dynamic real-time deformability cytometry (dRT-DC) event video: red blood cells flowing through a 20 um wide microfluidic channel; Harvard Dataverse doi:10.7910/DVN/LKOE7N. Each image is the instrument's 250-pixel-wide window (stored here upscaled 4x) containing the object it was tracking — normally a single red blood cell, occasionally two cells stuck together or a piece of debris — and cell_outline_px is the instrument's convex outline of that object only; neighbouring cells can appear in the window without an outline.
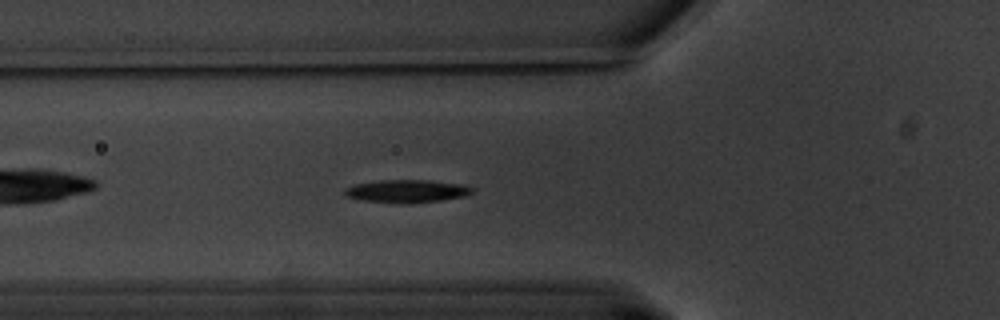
{"species": "common noctule bat (a hibernating species)", "species_latin": "Nyctalus noctula", "temperature_condition": "warm", "stored_images_in_passage": 63, "camera_frame_rate_fps": 3000, "um_per_image_px": 0.085, "animal": {"sex": "male", "body_mass_g": 20.1, "forearm_length_mm": 53.5}, "frame": {"image": 1, "passage_image": 22, "time_ms": 7.0, "image_size_px": [1000, 320], "cell_outline_px": [[476, 188], [468, 196], [440, 200], [364, 200], [344, 196], [344, 188], [356, 184], [376, 180], [428, 180], [468, 184]], "centroid_in_image_um": [34.67, 16.18], "position_along_channel_um": 91.1, "area_um2": 16.18}}
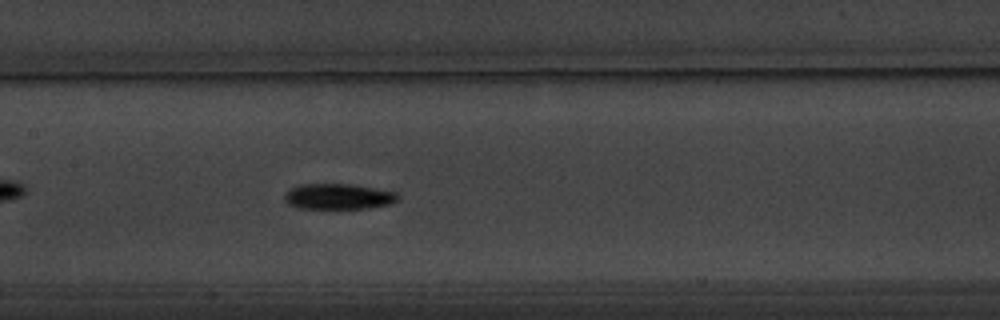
{"frame": {"image": 2, "passage_image": 30, "time_ms": 9.667, "image_size_px": [1000, 320], "cell_outline_px": [[400, 200], [392, 204], [368, 208], [300, 208], [288, 204], [284, 200], [284, 196], [292, 188], [300, 184], [352, 184], [396, 192], [400, 196]], "centroid_in_image_um": [28.82, 16.7], "position_along_channel_um": 178.6, "area_um2": 16.94}}
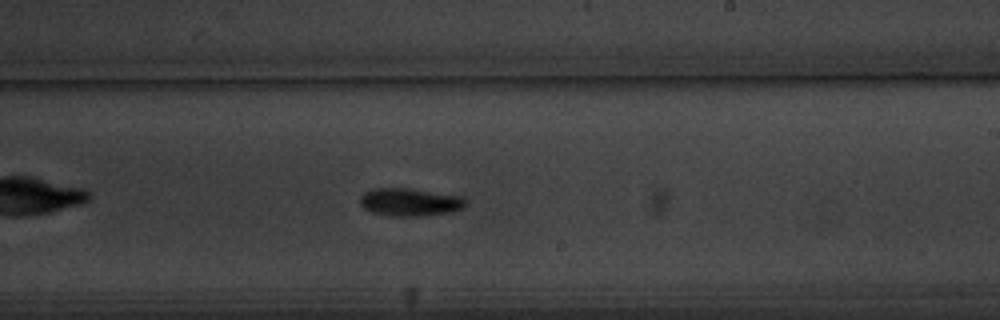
{"frame": {"image": 3, "passage_image": 37, "time_ms": 12.0, "image_size_px": [1000, 320], "cell_outline_px": [[468, 200], [464, 208], [452, 212], [428, 216], [388, 216], [372, 212], [364, 208], [360, 204], [360, 196], [364, 192], [372, 188], [408, 188], [464, 196]], "centroid_in_image_um": [34.88, 17.18], "position_along_channel_um": 254.1, "area_um2": 17.57}, "authors_computed_cell_mechanics": {"area_um2": 16.2418, "velocity_mm_per_s": 3.253, "shape_relaxation_time_tau1_ms": 2.3686, "shape_relaxation_time_tau2_ms": null, "deformation_change_tau1": 0.1397, "deformation_change_tau2": null}}